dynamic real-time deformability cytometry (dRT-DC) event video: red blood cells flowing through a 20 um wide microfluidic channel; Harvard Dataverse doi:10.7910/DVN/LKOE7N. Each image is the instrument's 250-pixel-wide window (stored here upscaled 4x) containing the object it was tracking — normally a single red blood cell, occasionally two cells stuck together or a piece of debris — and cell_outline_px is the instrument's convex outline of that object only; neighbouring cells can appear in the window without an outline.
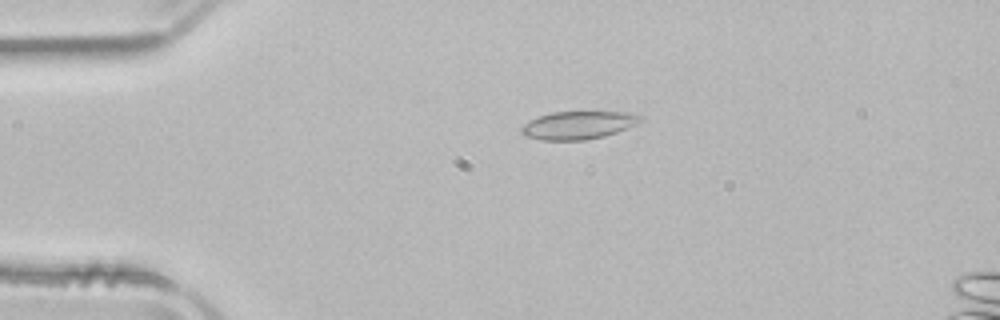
{"species": "common noctule bat (a hibernating species)", "species_latin": "Nyctalus noctula", "temperature_condition": "room temperature", "stored_images_in_passage": 44, "camera_frame_rate_fps": 3000, "um_per_image_px": 0.085, "animal": {"sex": "male", "body_mass_g": 21.5, "forearm_length_mm": 52.0}, "frame": {"image": 1, "passage_image": 4, "time_ms": 1.0, "image_size_px": [1000, 320], "cell_outline_px": [[644, 116], [636, 124], [616, 132], [604, 136], [584, 140], [540, 140], [528, 136], [520, 132], [520, 128], [524, 124], [540, 116], [552, 112], [628, 112]], "centroid_in_image_um": [49.16, 10.64], "position_along_channel_um": 35.8, "area_um2": 19.13}}
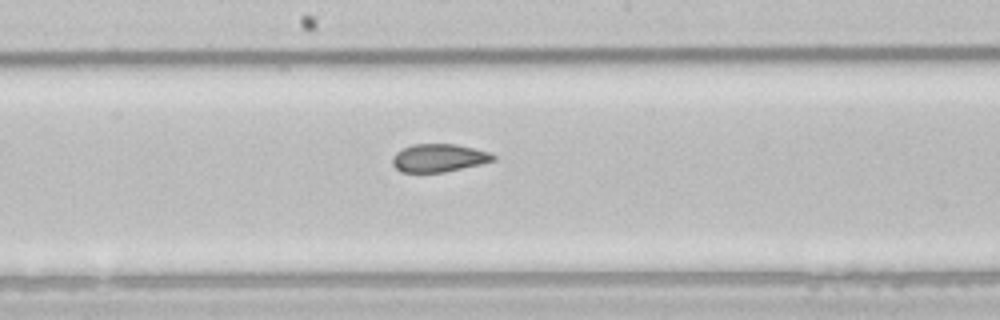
{"frame": {"image": 2, "passage_image": 20, "time_ms": 6.333, "image_size_px": [1000, 320], "cell_outline_px": [[496, 160], [480, 164], [444, 172], [400, 172], [392, 164], [392, 156], [396, 152], [412, 144], [456, 144], [488, 152], [496, 156]], "centroid_in_image_um": [37.27, 13.42], "position_along_channel_um": 210.9, "area_um2": 16.36}}
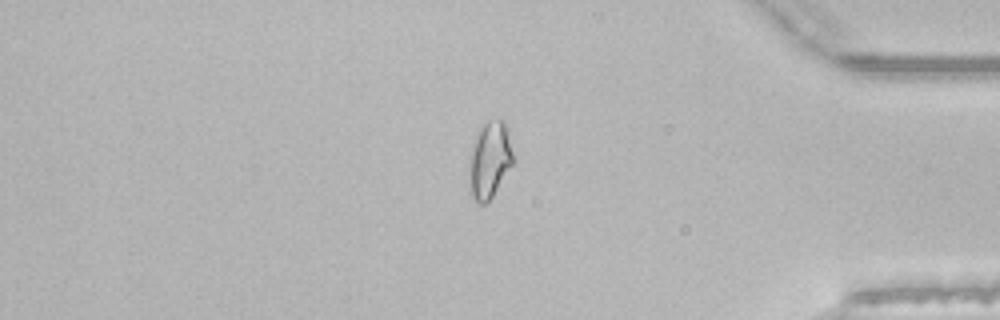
{"frame": {"image": 3, "passage_image": 36, "time_ms": 11.667, "image_size_px": [1000, 320], "cell_outline_px": [[516, 160], [492, 196], [484, 204], [476, 204], [472, 200], [468, 192], [468, 156], [476, 132], [488, 120], [500, 116], [504, 120], [508, 128]], "centroid_in_image_um": [41.6, 13.58], "position_along_channel_um": 393.6, "area_um2": 20.92}, "authors_computed_cell_mechanics": {"area_um2": 17.9469, "velocity_mm_per_s": 3.96, "shape_relaxation_time_tau1_ms": null, "shape_relaxation_time_tau2_ms": 1.8634, "deformation_change_tau1": null, "deformation_change_tau2": 0.0632}}